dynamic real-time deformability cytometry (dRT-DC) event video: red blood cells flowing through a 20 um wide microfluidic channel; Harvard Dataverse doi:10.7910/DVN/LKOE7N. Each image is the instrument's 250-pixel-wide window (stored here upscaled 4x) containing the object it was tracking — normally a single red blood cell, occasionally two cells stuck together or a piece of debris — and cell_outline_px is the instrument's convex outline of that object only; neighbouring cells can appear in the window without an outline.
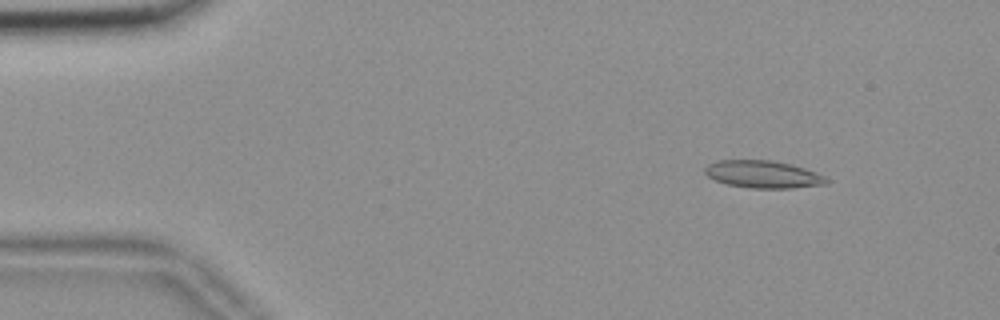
{"species": "common noctule bat (a hibernating species)", "species_latin": "Nyctalus noctula", "temperature_condition": "room temperature", "stored_images_in_passage": 55, "camera_frame_rate_fps": 3000, "um_per_image_px": 0.085, "animal": {"sex": "female", "body_mass_g": 18.4}, "frame": {"image": 1, "passage_image": 6, "time_ms": 1.667, "image_size_px": [1000, 320], "cell_outline_px": [[832, 180], [828, 184], [792, 188], [748, 188], [728, 184], [716, 180], [708, 176], [704, 172], [704, 168], [708, 164], [716, 160], [772, 160], [792, 164], [804, 168], [824, 176]], "centroid_in_image_um": [64.88, 14.81], "position_along_channel_um": 20.1, "area_um2": 19.54}}
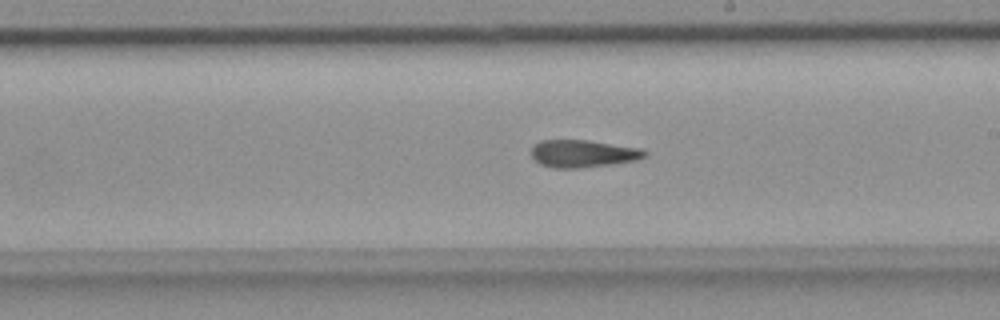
{"frame": {"image": 2, "passage_image": 31, "time_ms": 10.0, "image_size_px": [1000, 320], "cell_outline_px": [[648, 152], [644, 156], [636, 160], [580, 168], [552, 168], [540, 164], [532, 156], [532, 148], [540, 140], [588, 140], [640, 148]], "centroid_in_image_um": [49.53, 13.05], "position_along_channel_um": 239.5, "area_um2": 17.92}}
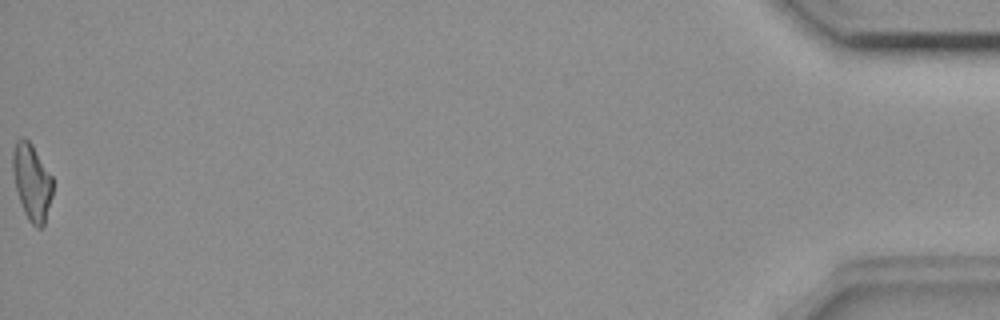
{"frame": {"image": 3, "passage_image": 55, "time_ms": 18.0, "image_size_px": [1000, 320], "cell_outline_px": [[52, 196], [44, 224], [40, 228], [36, 228], [28, 220], [24, 212], [16, 188], [12, 172], [12, 152], [16, 140], [20, 136], [24, 136], [32, 144], [52, 176]], "centroid_in_image_um": [2.69, 15.43], "position_along_channel_um": 432.5, "area_um2": 17.86}, "authors_computed_cell_mechanics": {"area_um2": 18.496, "velocity_mm_per_s": 3.6721, "shape_relaxation_time_tau1_ms": null, "shape_relaxation_time_tau2_ms": 3.7511, "deformation_change_tau1": null, "deformation_change_tau2": 0.1151}}